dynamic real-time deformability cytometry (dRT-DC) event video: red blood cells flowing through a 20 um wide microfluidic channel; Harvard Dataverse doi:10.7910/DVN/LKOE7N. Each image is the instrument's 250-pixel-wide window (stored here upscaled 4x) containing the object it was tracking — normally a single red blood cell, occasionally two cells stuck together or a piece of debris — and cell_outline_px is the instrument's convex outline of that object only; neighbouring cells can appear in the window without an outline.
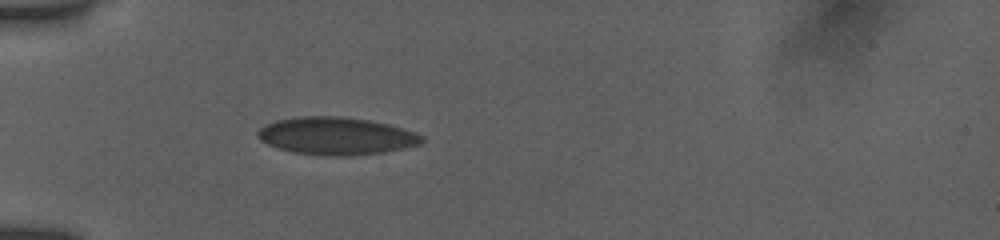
{"species": "human", "species_latin": "Homo sapiens", "temperature_condition": "room temperature", "stored_images_in_passage": 45, "camera_frame_rate_fps": 3000, "um_per_image_px": 0.085, "donor": {"sex": "female"}, "frame": {"image": 1, "passage_image": 1, "time_ms": 0.0, "image_size_px": [1000, 240], "cell_outline_px": [[424, 140], [420, 144], [404, 148], [384, 152], [352, 156], [324, 156], [292, 152], [268, 144], [260, 140], [256, 136], [256, 132], [264, 124], [276, 120], [296, 116], [340, 116], [368, 120], [388, 124], [424, 136]], "centroid_in_image_um": [28.54, 11.56], "position_along_channel_um": 56.5, "area_um2": 36.07}}
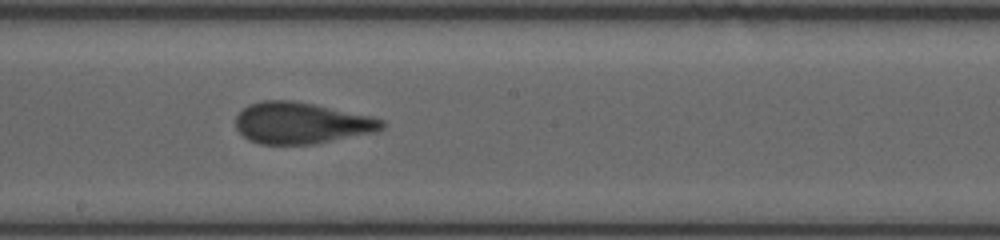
{"frame": {"image": 2, "passage_image": 26, "time_ms": 4.667, "image_size_px": [1000, 240], "cell_outline_px": [[384, 128], [376, 132], [316, 144], [260, 144], [248, 140], [236, 128], [236, 116], [248, 104], [260, 100], [292, 100], [316, 104], [372, 116], [384, 120]], "centroid_in_image_um": [25.63, 10.45], "position_along_channel_um": 222.6, "area_um2": 35.6}}
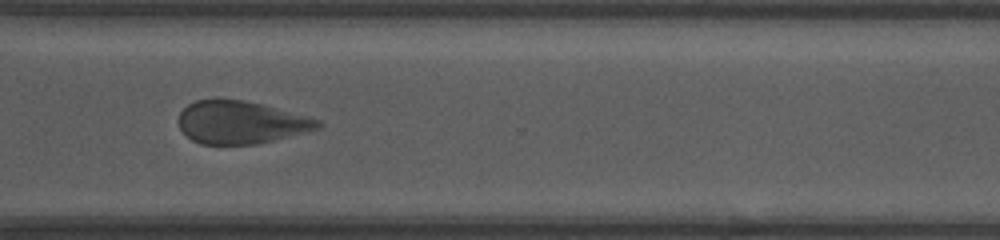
{"frame": {"image": 3, "passage_image": 44, "time_ms": 8.0, "image_size_px": [1000, 240], "cell_outline_px": [[324, 124], [320, 128], [256, 144], [200, 144], [192, 140], [180, 128], [180, 112], [188, 104], [196, 100], [220, 96], [244, 100], [260, 104], [320, 120]], "centroid_in_image_um": [20.43, 10.37], "position_along_channel_um": 350.2, "area_um2": 34.62}}